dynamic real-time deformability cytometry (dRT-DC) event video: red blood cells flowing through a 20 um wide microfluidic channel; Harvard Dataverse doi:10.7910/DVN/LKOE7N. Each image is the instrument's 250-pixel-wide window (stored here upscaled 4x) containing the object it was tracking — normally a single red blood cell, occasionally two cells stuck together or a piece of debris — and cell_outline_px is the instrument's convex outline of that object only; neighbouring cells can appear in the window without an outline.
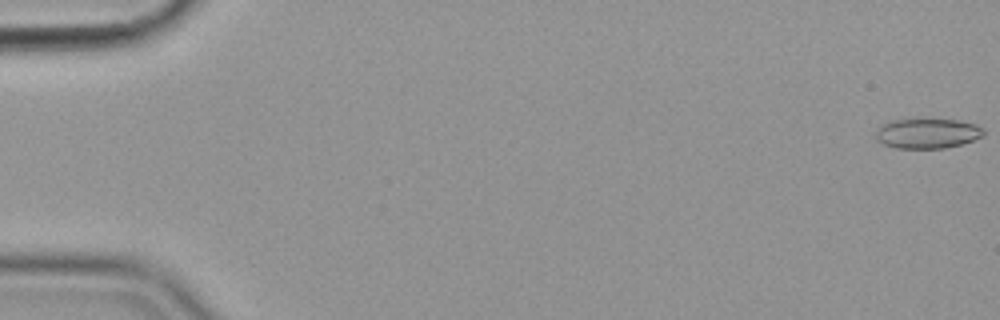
{"species": "common noctule bat (a hibernating species)", "species_latin": "Nyctalus noctula", "temperature_condition": "cold", "stored_images_in_passage": 57, "camera_frame_rate_fps": 3000, "um_per_image_px": 0.085, "animal": {"sex": "female", "body_mass_g": 19.9}, "frame": {"image": 1, "passage_image": 1, "time_ms": 0.0, "image_size_px": [1000, 320], "cell_outline_px": [[984, 136], [960, 144], [944, 148], [896, 148], [884, 144], [876, 140], [876, 128], [880, 124], [888, 120], [924, 116], [956, 120], [976, 124], [984, 128]], "centroid_in_image_um": [78.78, 11.28], "position_along_channel_um": 6.2, "area_um2": 19.77}}
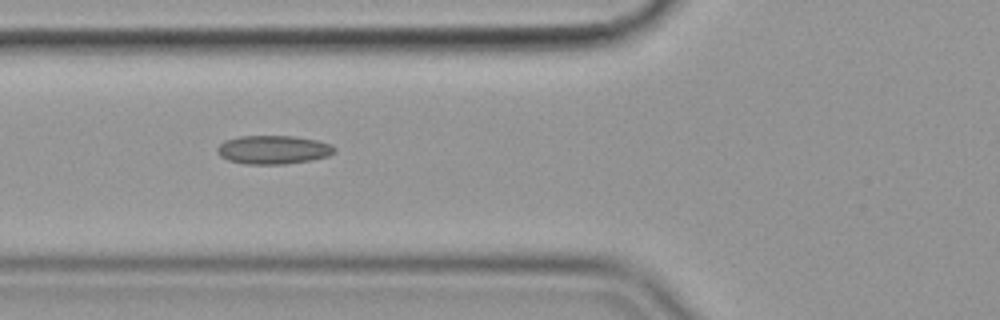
{"frame": {"image": 2, "passage_image": 22, "time_ms": 7.0, "image_size_px": [1000, 320], "cell_outline_px": [[336, 152], [328, 156], [308, 160], [284, 164], [244, 164], [228, 160], [220, 156], [216, 152], [216, 148], [224, 140], [240, 136], [292, 136], [316, 140], [328, 144], [336, 148]], "centroid_in_image_um": [23.18, 12.73], "position_along_channel_um": 102.6, "area_um2": 19.48}}
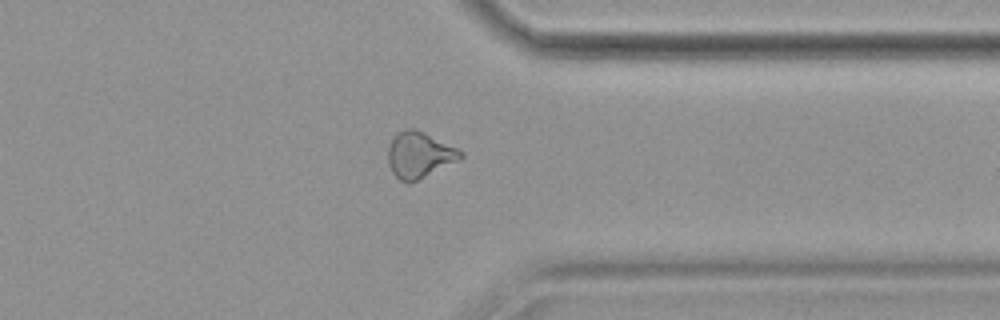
{"frame": {"image": 3, "passage_image": 45, "time_ms": 14.667, "image_size_px": [1000, 320], "cell_outline_px": [[464, 156], [408, 184], [400, 180], [392, 172], [388, 164], [388, 148], [392, 140], [404, 128], [412, 128], [424, 132], [464, 152]], "centroid_in_image_um": [35.6, 13.16], "position_along_channel_um": 375.8, "area_um2": 18.84}, "authors_computed_cell_mechanics": {"area_um2": 19.1318, "velocity_mm_per_s": 3.5995, "shape_relaxation_time_tau1_ms": null, "shape_relaxation_time_tau2_ms": 4.1788, "deformation_change_tau1": null, "deformation_change_tau2": 0.1135}}